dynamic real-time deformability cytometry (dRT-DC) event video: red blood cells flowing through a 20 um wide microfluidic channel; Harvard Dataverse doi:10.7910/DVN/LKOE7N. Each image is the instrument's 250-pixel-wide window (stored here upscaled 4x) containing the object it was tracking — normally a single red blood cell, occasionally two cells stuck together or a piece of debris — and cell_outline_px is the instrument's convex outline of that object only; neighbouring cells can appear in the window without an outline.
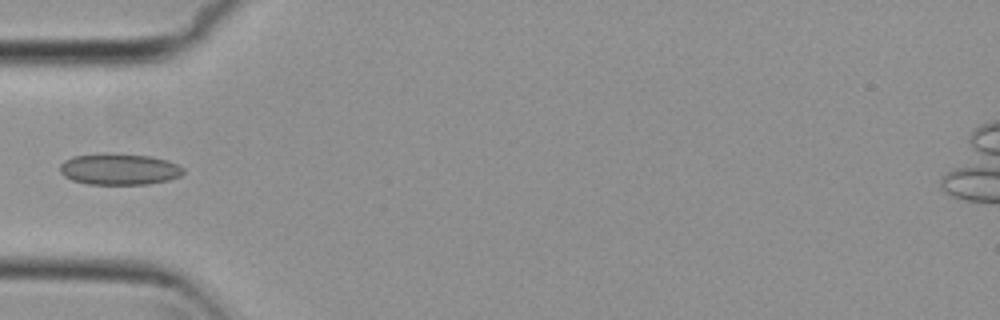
{"species": "common noctule bat (a hibernating species)", "species_latin": "Nyctalus noctula", "temperature_condition": "cold", "stored_images_in_passage": 6, "camera_frame_rate_fps": 3000, "um_per_image_px": 0.085, "animal": {"sex": "female", "body_mass_g": 29.2, "forearm_length_mm": 56.3}, "frame": {"image": 1, "passage_image": 5, "time_ms": 1.333, "image_size_px": [1000, 320], "cell_outline_px": [[184, 172], [180, 176], [168, 180], [148, 184], [88, 184], [72, 180], [64, 176], [60, 172], [60, 164], [64, 160], [72, 156], [104, 152], [148, 156], [168, 160], [184, 168]], "centroid_in_image_um": [10.11, 14.37], "position_along_channel_um": 74.9, "area_um2": 22.72}}
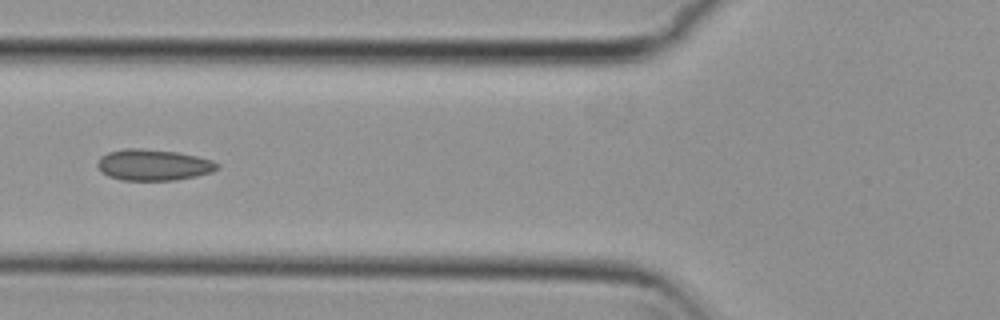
{"frame": {"image": 2, "passage_image": 6, "time_ms": 1.667, "image_size_px": [1000, 320], "cell_outline_px": [[220, 168], [212, 172], [196, 176], [176, 180], [120, 180], [108, 176], [96, 164], [100, 156], [108, 152], [128, 148], [140, 148], [176, 152], [196, 156], [212, 160], [220, 164]], "centroid_in_image_um": [13.06, 14.02], "position_along_channel_um": 112.7, "area_um2": 21.73}}